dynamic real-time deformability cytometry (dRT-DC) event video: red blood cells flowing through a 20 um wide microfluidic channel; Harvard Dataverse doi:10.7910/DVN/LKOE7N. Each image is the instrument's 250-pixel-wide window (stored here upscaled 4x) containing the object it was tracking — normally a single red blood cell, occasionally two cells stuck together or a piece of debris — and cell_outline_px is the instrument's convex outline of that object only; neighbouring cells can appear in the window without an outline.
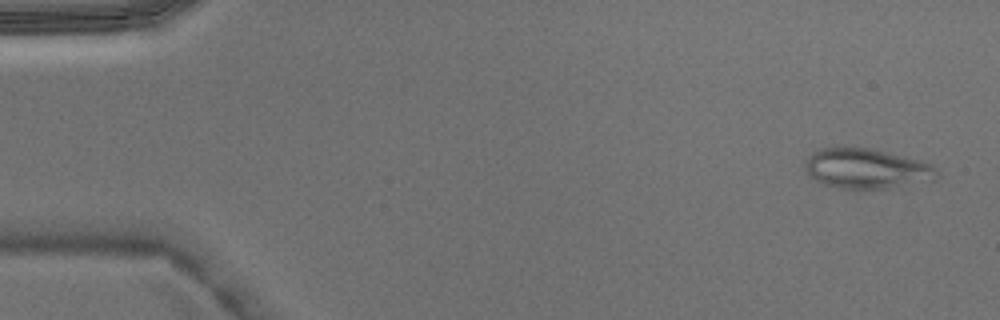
{"species": "Egyptian fruit bat (a non-hibernating species)", "species_latin": "Rousettus aegyptiacus", "temperature_condition": "warm", "stored_images_in_passage": 4, "camera_frame_rate_fps": 3000, "um_per_image_px": 0.085, "animal": {"sex": "male"}, "frame": {"image": 1, "passage_image": 1, "time_ms": 0.0, "image_size_px": [1000, 320], "cell_outline_px": [[936, 176], [932, 180], [884, 188], [840, 188], [824, 184], [816, 180], [808, 172], [804, 164], [808, 156], [812, 152], [820, 148], [868, 148], [904, 156], [920, 160], [932, 164], [936, 168]], "centroid_in_image_um": [73.63, 14.32], "position_along_channel_um": 11.4, "area_um2": 30.06}}